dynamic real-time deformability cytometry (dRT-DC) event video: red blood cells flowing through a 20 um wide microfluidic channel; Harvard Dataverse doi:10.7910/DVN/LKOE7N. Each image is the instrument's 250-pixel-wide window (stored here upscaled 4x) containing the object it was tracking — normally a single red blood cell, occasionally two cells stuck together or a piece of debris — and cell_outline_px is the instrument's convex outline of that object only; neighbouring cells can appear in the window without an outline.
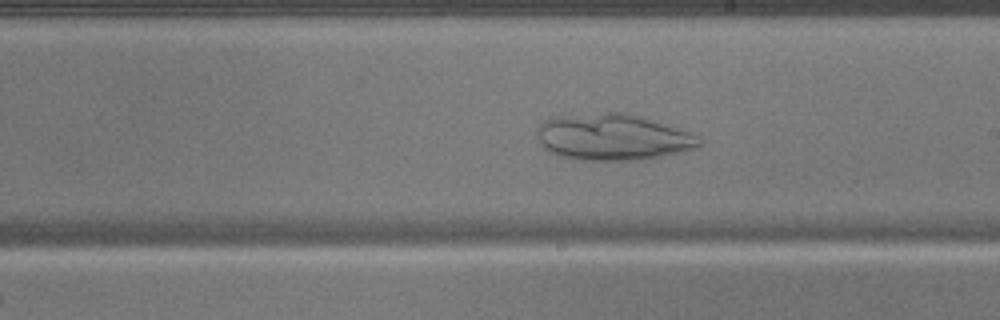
{"species": "common noctule bat (a hibernating species)", "species_latin": "Nyctalus noctula", "temperature_condition": "warm", "stored_images_in_passage": 50, "camera_frame_rate_fps": 3000, "um_per_image_px": 0.085, "animal": {"sex": "male", "body_mass_g": 17.9}, "frame": {"image": 1, "passage_image": 29, "time_ms": 9.333, "image_size_px": [1000, 320], "cell_outline_px": [[704, 140], [700, 148], [644, 160], [580, 160], [560, 156], [548, 152], [540, 144], [536, 136], [536, 128], [544, 120], [552, 116], [604, 112], [624, 112], [640, 116], [692, 132], [700, 136]], "centroid_in_image_um": [52.11, 11.66], "position_along_channel_um": 236.9, "area_um2": 44.74}}